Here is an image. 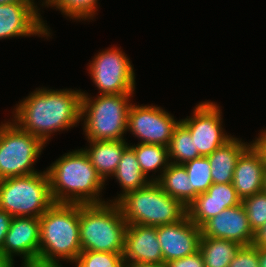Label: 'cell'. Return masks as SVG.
Returning <instances> with one entry per match:
<instances>
[{
  "mask_svg": "<svg viewBox=\"0 0 266 267\" xmlns=\"http://www.w3.org/2000/svg\"><path fill=\"white\" fill-rule=\"evenodd\" d=\"M156 230L164 264L199 251L201 227L195 225L188 216L174 224L156 226Z\"/></svg>",
  "mask_w": 266,
  "mask_h": 267,
  "instance_id": "cell-13",
  "label": "cell"
},
{
  "mask_svg": "<svg viewBox=\"0 0 266 267\" xmlns=\"http://www.w3.org/2000/svg\"><path fill=\"white\" fill-rule=\"evenodd\" d=\"M79 204L54 203L40 217L39 258L74 263L82 251Z\"/></svg>",
  "mask_w": 266,
  "mask_h": 267,
  "instance_id": "cell-3",
  "label": "cell"
},
{
  "mask_svg": "<svg viewBox=\"0 0 266 267\" xmlns=\"http://www.w3.org/2000/svg\"><path fill=\"white\" fill-rule=\"evenodd\" d=\"M112 177L116 179V183L118 182L121 192L120 194L117 193V196L113 199H107V202H116L127 192L138 190L151 182L142 173L136 153L130 145L125 148L122 158Z\"/></svg>",
  "mask_w": 266,
  "mask_h": 267,
  "instance_id": "cell-21",
  "label": "cell"
},
{
  "mask_svg": "<svg viewBox=\"0 0 266 267\" xmlns=\"http://www.w3.org/2000/svg\"><path fill=\"white\" fill-rule=\"evenodd\" d=\"M123 258L125 262L164 263L156 226L128 224Z\"/></svg>",
  "mask_w": 266,
  "mask_h": 267,
  "instance_id": "cell-17",
  "label": "cell"
},
{
  "mask_svg": "<svg viewBox=\"0 0 266 267\" xmlns=\"http://www.w3.org/2000/svg\"><path fill=\"white\" fill-rule=\"evenodd\" d=\"M251 143L250 141L248 143L240 138L232 137L207 156L211 166L213 183L226 184L233 182L237 159Z\"/></svg>",
  "mask_w": 266,
  "mask_h": 267,
  "instance_id": "cell-20",
  "label": "cell"
},
{
  "mask_svg": "<svg viewBox=\"0 0 266 267\" xmlns=\"http://www.w3.org/2000/svg\"><path fill=\"white\" fill-rule=\"evenodd\" d=\"M191 182V202L213 184L211 166L207 156H200L185 164Z\"/></svg>",
  "mask_w": 266,
  "mask_h": 267,
  "instance_id": "cell-27",
  "label": "cell"
},
{
  "mask_svg": "<svg viewBox=\"0 0 266 267\" xmlns=\"http://www.w3.org/2000/svg\"><path fill=\"white\" fill-rule=\"evenodd\" d=\"M129 145L136 153L142 173L148 180L157 182L170 164L168 147L147 143H137L136 145L129 143ZM150 172L153 174L149 175Z\"/></svg>",
  "mask_w": 266,
  "mask_h": 267,
  "instance_id": "cell-22",
  "label": "cell"
},
{
  "mask_svg": "<svg viewBox=\"0 0 266 267\" xmlns=\"http://www.w3.org/2000/svg\"><path fill=\"white\" fill-rule=\"evenodd\" d=\"M15 261L11 260L10 258L4 257L0 253V267H14Z\"/></svg>",
  "mask_w": 266,
  "mask_h": 267,
  "instance_id": "cell-37",
  "label": "cell"
},
{
  "mask_svg": "<svg viewBox=\"0 0 266 267\" xmlns=\"http://www.w3.org/2000/svg\"><path fill=\"white\" fill-rule=\"evenodd\" d=\"M170 197L181 201L186 207L191 203V182L183 165L170 163L157 181Z\"/></svg>",
  "mask_w": 266,
  "mask_h": 267,
  "instance_id": "cell-24",
  "label": "cell"
},
{
  "mask_svg": "<svg viewBox=\"0 0 266 267\" xmlns=\"http://www.w3.org/2000/svg\"><path fill=\"white\" fill-rule=\"evenodd\" d=\"M259 265L266 267V248H259Z\"/></svg>",
  "mask_w": 266,
  "mask_h": 267,
  "instance_id": "cell-38",
  "label": "cell"
},
{
  "mask_svg": "<svg viewBox=\"0 0 266 267\" xmlns=\"http://www.w3.org/2000/svg\"><path fill=\"white\" fill-rule=\"evenodd\" d=\"M89 62L87 71L99 95L136 92L134 65L121 46L101 50Z\"/></svg>",
  "mask_w": 266,
  "mask_h": 267,
  "instance_id": "cell-9",
  "label": "cell"
},
{
  "mask_svg": "<svg viewBox=\"0 0 266 267\" xmlns=\"http://www.w3.org/2000/svg\"><path fill=\"white\" fill-rule=\"evenodd\" d=\"M55 203L101 204L106 183L83 148L69 151L46 169Z\"/></svg>",
  "mask_w": 266,
  "mask_h": 267,
  "instance_id": "cell-2",
  "label": "cell"
},
{
  "mask_svg": "<svg viewBox=\"0 0 266 267\" xmlns=\"http://www.w3.org/2000/svg\"><path fill=\"white\" fill-rule=\"evenodd\" d=\"M263 191L266 192V170H265V174H264Z\"/></svg>",
  "mask_w": 266,
  "mask_h": 267,
  "instance_id": "cell-40",
  "label": "cell"
},
{
  "mask_svg": "<svg viewBox=\"0 0 266 267\" xmlns=\"http://www.w3.org/2000/svg\"><path fill=\"white\" fill-rule=\"evenodd\" d=\"M21 267H64V266L60 261L45 260L37 257L28 260H23L21 263Z\"/></svg>",
  "mask_w": 266,
  "mask_h": 267,
  "instance_id": "cell-32",
  "label": "cell"
},
{
  "mask_svg": "<svg viewBox=\"0 0 266 267\" xmlns=\"http://www.w3.org/2000/svg\"><path fill=\"white\" fill-rule=\"evenodd\" d=\"M82 251L123 253L128 223L116 202L79 204Z\"/></svg>",
  "mask_w": 266,
  "mask_h": 267,
  "instance_id": "cell-5",
  "label": "cell"
},
{
  "mask_svg": "<svg viewBox=\"0 0 266 267\" xmlns=\"http://www.w3.org/2000/svg\"><path fill=\"white\" fill-rule=\"evenodd\" d=\"M54 203L46 170L0 180V208L12 217L40 218Z\"/></svg>",
  "mask_w": 266,
  "mask_h": 267,
  "instance_id": "cell-7",
  "label": "cell"
},
{
  "mask_svg": "<svg viewBox=\"0 0 266 267\" xmlns=\"http://www.w3.org/2000/svg\"><path fill=\"white\" fill-rule=\"evenodd\" d=\"M40 218L12 217L0 253L14 261L15 256L28 260L39 257Z\"/></svg>",
  "mask_w": 266,
  "mask_h": 267,
  "instance_id": "cell-15",
  "label": "cell"
},
{
  "mask_svg": "<svg viewBox=\"0 0 266 267\" xmlns=\"http://www.w3.org/2000/svg\"><path fill=\"white\" fill-rule=\"evenodd\" d=\"M248 222L255 232L266 223V192L261 191L242 200Z\"/></svg>",
  "mask_w": 266,
  "mask_h": 267,
  "instance_id": "cell-29",
  "label": "cell"
},
{
  "mask_svg": "<svg viewBox=\"0 0 266 267\" xmlns=\"http://www.w3.org/2000/svg\"><path fill=\"white\" fill-rule=\"evenodd\" d=\"M266 167L261 152L251 143L236 162L233 186L243 200L263 191Z\"/></svg>",
  "mask_w": 266,
  "mask_h": 267,
  "instance_id": "cell-18",
  "label": "cell"
},
{
  "mask_svg": "<svg viewBox=\"0 0 266 267\" xmlns=\"http://www.w3.org/2000/svg\"><path fill=\"white\" fill-rule=\"evenodd\" d=\"M40 9L37 3L0 5V40L31 36L51 38L53 33Z\"/></svg>",
  "mask_w": 266,
  "mask_h": 267,
  "instance_id": "cell-12",
  "label": "cell"
},
{
  "mask_svg": "<svg viewBox=\"0 0 266 267\" xmlns=\"http://www.w3.org/2000/svg\"><path fill=\"white\" fill-rule=\"evenodd\" d=\"M125 267H166V265L164 263L125 262Z\"/></svg>",
  "mask_w": 266,
  "mask_h": 267,
  "instance_id": "cell-36",
  "label": "cell"
},
{
  "mask_svg": "<svg viewBox=\"0 0 266 267\" xmlns=\"http://www.w3.org/2000/svg\"><path fill=\"white\" fill-rule=\"evenodd\" d=\"M11 3H38L35 0H0V5H6Z\"/></svg>",
  "mask_w": 266,
  "mask_h": 267,
  "instance_id": "cell-39",
  "label": "cell"
},
{
  "mask_svg": "<svg viewBox=\"0 0 266 267\" xmlns=\"http://www.w3.org/2000/svg\"><path fill=\"white\" fill-rule=\"evenodd\" d=\"M167 147L170 163L173 164L183 165L200 157L190 131L181 122L174 128Z\"/></svg>",
  "mask_w": 266,
  "mask_h": 267,
  "instance_id": "cell-26",
  "label": "cell"
},
{
  "mask_svg": "<svg viewBox=\"0 0 266 267\" xmlns=\"http://www.w3.org/2000/svg\"><path fill=\"white\" fill-rule=\"evenodd\" d=\"M228 267H260L259 248L253 244L241 246Z\"/></svg>",
  "mask_w": 266,
  "mask_h": 267,
  "instance_id": "cell-30",
  "label": "cell"
},
{
  "mask_svg": "<svg viewBox=\"0 0 266 267\" xmlns=\"http://www.w3.org/2000/svg\"><path fill=\"white\" fill-rule=\"evenodd\" d=\"M242 203L233 183H213L206 192L199 194L187 207V216L198 227L223 210Z\"/></svg>",
  "mask_w": 266,
  "mask_h": 267,
  "instance_id": "cell-16",
  "label": "cell"
},
{
  "mask_svg": "<svg viewBox=\"0 0 266 267\" xmlns=\"http://www.w3.org/2000/svg\"><path fill=\"white\" fill-rule=\"evenodd\" d=\"M258 135L251 142L261 152L266 167V128L262 129Z\"/></svg>",
  "mask_w": 266,
  "mask_h": 267,
  "instance_id": "cell-34",
  "label": "cell"
},
{
  "mask_svg": "<svg viewBox=\"0 0 266 267\" xmlns=\"http://www.w3.org/2000/svg\"><path fill=\"white\" fill-rule=\"evenodd\" d=\"M12 216L0 208V250L2 249Z\"/></svg>",
  "mask_w": 266,
  "mask_h": 267,
  "instance_id": "cell-33",
  "label": "cell"
},
{
  "mask_svg": "<svg viewBox=\"0 0 266 267\" xmlns=\"http://www.w3.org/2000/svg\"><path fill=\"white\" fill-rule=\"evenodd\" d=\"M38 3L40 8L51 7L60 11L62 15L70 18V20L89 21L96 19L98 15V1L99 0H40Z\"/></svg>",
  "mask_w": 266,
  "mask_h": 267,
  "instance_id": "cell-25",
  "label": "cell"
},
{
  "mask_svg": "<svg viewBox=\"0 0 266 267\" xmlns=\"http://www.w3.org/2000/svg\"><path fill=\"white\" fill-rule=\"evenodd\" d=\"M46 144L25 132L14 121L0 123V180L31 175L38 171L34 164L39 160Z\"/></svg>",
  "mask_w": 266,
  "mask_h": 267,
  "instance_id": "cell-8",
  "label": "cell"
},
{
  "mask_svg": "<svg viewBox=\"0 0 266 267\" xmlns=\"http://www.w3.org/2000/svg\"><path fill=\"white\" fill-rule=\"evenodd\" d=\"M75 267H125L123 253L81 251Z\"/></svg>",
  "mask_w": 266,
  "mask_h": 267,
  "instance_id": "cell-28",
  "label": "cell"
},
{
  "mask_svg": "<svg viewBox=\"0 0 266 267\" xmlns=\"http://www.w3.org/2000/svg\"><path fill=\"white\" fill-rule=\"evenodd\" d=\"M134 93L96 95L82 90L81 121L87 141L127 140V121Z\"/></svg>",
  "mask_w": 266,
  "mask_h": 267,
  "instance_id": "cell-4",
  "label": "cell"
},
{
  "mask_svg": "<svg viewBox=\"0 0 266 267\" xmlns=\"http://www.w3.org/2000/svg\"><path fill=\"white\" fill-rule=\"evenodd\" d=\"M241 245L225 239L201 237L199 251L205 267H228Z\"/></svg>",
  "mask_w": 266,
  "mask_h": 267,
  "instance_id": "cell-23",
  "label": "cell"
},
{
  "mask_svg": "<svg viewBox=\"0 0 266 267\" xmlns=\"http://www.w3.org/2000/svg\"><path fill=\"white\" fill-rule=\"evenodd\" d=\"M116 203L128 224L169 225L187 216V207L153 181L138 190L127 192Z\"/></svg>",
  "mask_w": 266,
  "mask_h": 267,
  "instance_id": "cell-6",
  "label": "cell"
},
{
  "mask_svg": "<svg viewBox=\"0 0 266 267\" xmlns=\"http://www.w3.org/2000/svg\"><path fill=\"white\" fill-rule=\"evenodd\" d=\"M252 244L257 248H266V223L254 232Z\"/></svg>",
  "mask_w": 266,
  "mask_h": 267,
  "instance_id": "cell-35",
  "label": "cell"
},
{
  "mask_svg": "<svg viewBox=\"0 0 266 267\" xmlns=\"http://www.w3.org/2000/svg\"><path fill=\"white\" fill-rule=\"evenodd\" d=\"M81 100V89L36 88L16 103L10 118L13 117L11 120L21 129L47 145L54 133L79 126Z\"/></svg>",
  "mask_w": 266,
  "mask_h": 267,
  "instance_id": "cell-1",
  "label": "cell"
},
{
  "mask_svg": "<svg viewBox=\"0 0 266 267\" xmlns=\"http://www.w3.org/2000/svg\"><path fill=\"white\" fill-rule=\"evenodd\" d=\"M179 122L180 120L158 105L131 103L126 132L137 137L138 143L168 146Z\"/></svg>",
  "mask_w": 266,
  "mask_h": 267,
  "instance_id": "cell-11",
  "label": "cell"
},
{
  "mask_svg": "<svg viewBox=\"0 0 266 267\" xmlns=\"http://www.w3.org/2000/svg\"><path fill=\"white\" fill-rule=\"evenodd\" d=\"M201 234V237L234 241L241 246L251 245L254 240V232L242 203L207 220L201 226Z\"/></svg>",
  "mask_w": 266,
  "mask_h": 267,
  "instance_id": "cell-14",
  "label": "cell"
},
{
  "mask_svg": "<svg viewBox=\"0 0 266 267\" xmlns=\"http://www.w3.org/2000/svg\"><path fill=\"white\" fill-rule=\"evenodd\" d=\"M214 101H201L193 107L192 115L180 119L190 131L200 156H208L233 136L227 134L222 121V109Z\"/></svg>",
  "mask_w": 266,
  "mask_h": 267,
  "instance_id": "cell-10",
  "label": "cell"
},
{
  "mask_svg": "<svg viewBox=\"0 0 266 267\" xmlns=\"http://www.w3.org/2000/svg\"><path fill=\"white\" fill-rule=\"evenodd\" d=\"M165 265L166 267H205V262L200 251H197L193 255L171 260Z\"/></svg>",
  "mask_w": 266,
  "mask_h": 267,
  "instance_id": "cell-31",
  "label": "cell"
},
{
  "mask_svg": "<svg viewBox=\"0 0 266 267\" xmlns=\"http://www.w3.org/2000/svg\"><path fill=\"white\" fill-rule=\"evenodd\" d=\"M89 146L83 149L97 174L106 183L113 176L122 158L125 148L129 145L126 140H94L87 141Z\"/></svg>",
  "mask_w": 266,
  "mask_h": 267,
  "instance_id": "cell-19",
  "label": "cell"
}]
</instances>
